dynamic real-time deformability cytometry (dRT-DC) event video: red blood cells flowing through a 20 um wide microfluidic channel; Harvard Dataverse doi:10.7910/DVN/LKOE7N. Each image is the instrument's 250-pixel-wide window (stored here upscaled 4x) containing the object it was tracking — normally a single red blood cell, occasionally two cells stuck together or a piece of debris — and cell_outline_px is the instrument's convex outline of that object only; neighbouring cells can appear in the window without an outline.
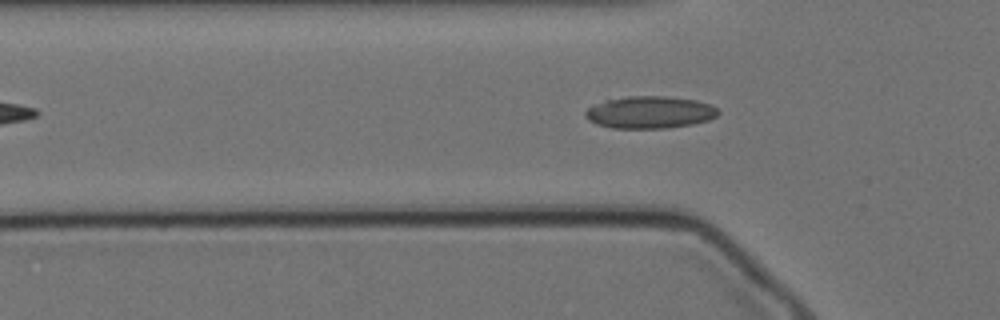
{"species": "Egyptian fruit bat (a non-hibernating species)", "species_latin": "Rousettus aegyptiacus", "temperature_condition": "cold", "stored_images_in_passage": 47, "camera_frame_rate_fps": 3000, "um_per_image_px": 0.085, "animal": {"sex": "female"}, "frame": {"image": 1, "passage_image": 9, "time_ms": 2.667, "image_size_px": [1000, 320], "cell_outline_px": [[720, 112], [716, 116], [708, 120], [692, 124], [668, 128], [612, 128], [596, 124], [588, 120], [584, 116], [584, 112], [592, 104], [608, 100], [628, 96], [668, 96], [696, 100], [708, 104], [716, 108]], "centroid_in_image_um": [55.2, 9.55], "position_along_channel_um": 70.6, "area_um2": 24.97}}
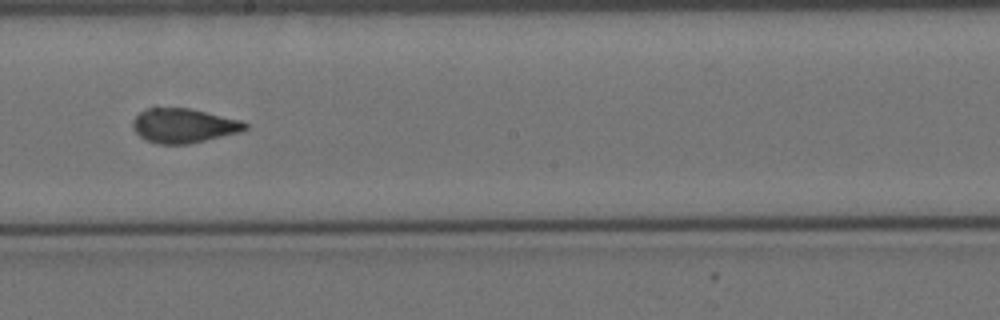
{"frame": {"image": 2, "passage_image": 23, "time_ms": 7.333, "image_size_px": [1000, 320], "cell_outline_px": [[248, 128], [240, 132], [188, 144], [156, 144], [144, 140], [132, 128], [132, 120], [140, 112], [148, 108], [188, 108], [244, 120], [248, 124]], "centroid_in_image_um": [15.62, 10.68], "position_along_channel_um": 232.6, "area_um2": 22.66}}
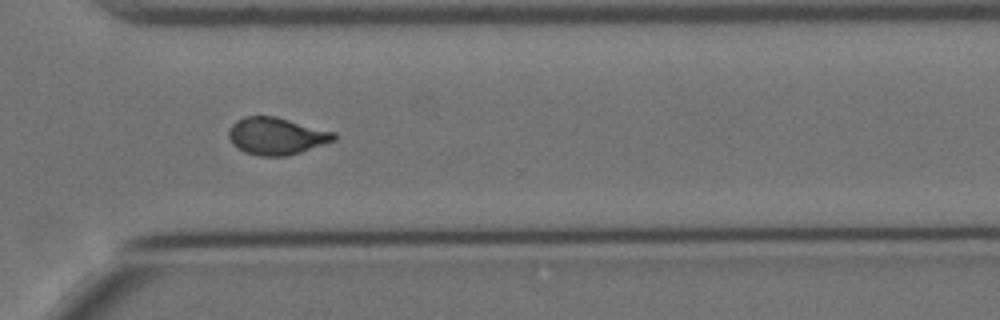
{"frame": {"image": 3, "passage_image": 33, "time_ms": 10.667, "image_size_px": [1000, 320], "cell_outline_px": [[336, 140], [288, 156], [260, 156], [244, 152], [236, 148], [232, 144], [228, 136], [228, 132], [232, 124], [236, 120], [244, 116], [276, 116], [336, 132]], "centroid_in_image_um": [23.48, 11.56], "position_along_channel_um": 347.1, "area_um2": 23.0}, "authors_computed_cell_mechanics": {"area_um2": 22.831, "velocity_mm_per_s": 3.4423, "shape_relaxation_time_tau1_ms": null, "shape_relaxation_time_tau2_ms": 0.878, "deformation_change_tau1": null, "deformation_change_tau2": 0.0735}}